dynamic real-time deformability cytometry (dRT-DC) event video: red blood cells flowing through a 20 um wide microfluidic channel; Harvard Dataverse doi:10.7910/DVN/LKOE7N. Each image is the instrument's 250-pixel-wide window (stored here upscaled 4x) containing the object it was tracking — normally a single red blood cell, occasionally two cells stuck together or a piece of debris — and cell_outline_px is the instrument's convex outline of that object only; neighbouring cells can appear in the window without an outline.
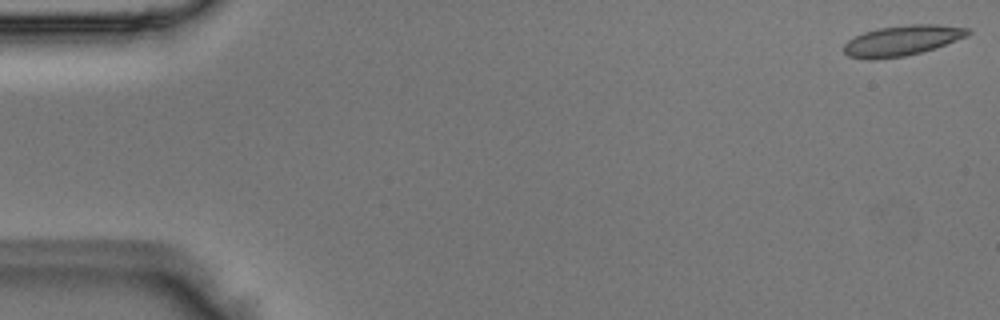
{"species": "Egyptian fruit bat (a non-hibernating species)", "species_latin": "Rousettus aegyptiacus", "temperature_condition": "room temperature", "stored_images_in_passage": 50, "camera_frame_rate_fps": 3000, "um_per_image_px": 0.085, "animal": {"sex": "male"}, "frame": {"image": 1, "passage_image": 1, "time_ms": 0.0, "image_size_px": [1000, 320], "cell_outline_px": [[972, 32], [968, 36], [936, 48], [904, 56], [876, 60], [868, 60], [848, 56], [844, 52], [844, 44], [848, 40], [864, 32], [876, 28], [908, 24], [936, 24], [968, 28]], "centroid_in_image_um": [76.68, 3.45], "position_along_channel_um": 8.3, "area_um2": 22.14}}
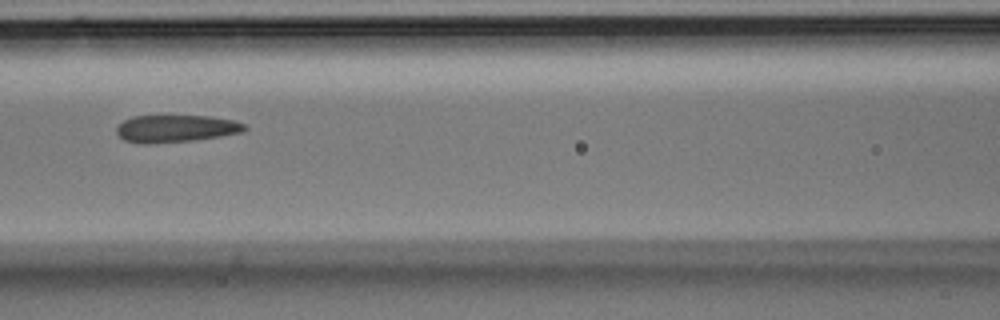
{"frame": {"image": 2, "passage_image": 22, "time_ms": 7.0, "image_size_px": [1000, 320], "cell_outline_px": [[248, 128], [244, 132], [196, 140], [148, 144], [140, 144], [124, 140], [116, 132], [116, 128], [124, 120], [132, 116], [208, 116], [236, 120], [248, 124]], "centroid_in_image_um": [15.0, 10.93], "position_along_channel_um": 151.6, "area_um2": 20.63}}
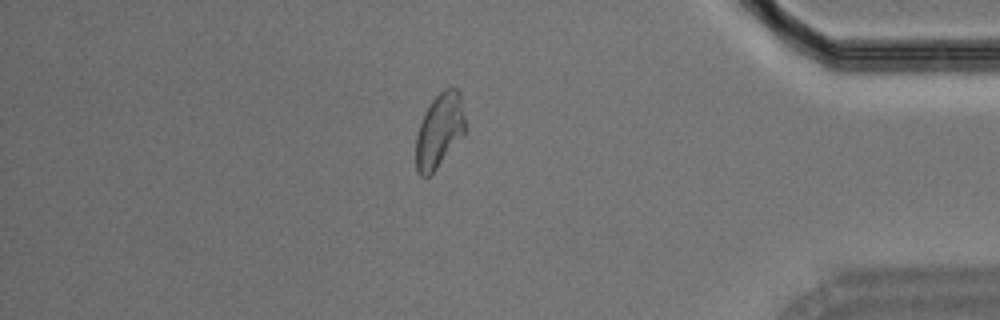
{"frame": {"image": 3, "passage_image": 43, "time_ms": 14.0, "image_size_px": [1000, 320], "cell_outline_px": [[464, 132], [436, 168], [428, 176], [420, 176], [416, 172], [416, 136], [424, 112], [432, 100], [444, 88], [456, 88], [460, 92], [464, 116]], "centroid_in_image_um": [37.32, 11.07], "position_along_channel_um": 397.9, "area_um2": 20.81}}